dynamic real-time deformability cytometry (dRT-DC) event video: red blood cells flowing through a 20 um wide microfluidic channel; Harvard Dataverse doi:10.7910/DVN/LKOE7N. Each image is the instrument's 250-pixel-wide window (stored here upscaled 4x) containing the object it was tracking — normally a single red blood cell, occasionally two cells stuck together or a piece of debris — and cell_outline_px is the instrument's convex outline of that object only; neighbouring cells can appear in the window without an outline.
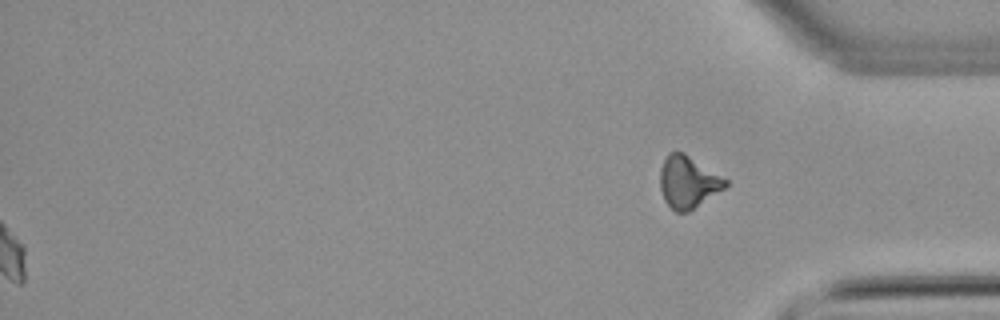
{"species": "common noctule bat (a hibernating species)", "species_latin": "Nyctalus noctula", "temperature_condition": "warm", "stored_images_in_passage": 56, "segment_of_instrument_passage": [2, 2], "camera_frame_rate_fps": 3000, "um_per_image_px": 0.085, "animal": {"sex": "male", "body_mass_g": 21.5, "forearm_length_mm": 52.0}, "frame": {"image": 1, "passage_image": 56, "time_ms": 18.333, "image_size_px": [1000, 320], "cell_outline_px": [[728, 184], [724, 188], [688, 212], [676, 212], [664, 200], [660, 188], [660, 168], [668, 152], [684, 152], [728, 180]], "centroid_in_image_um": [58.46, 15.46], "position_along_channel_um": 376.7, "area_um2": 19.65}}